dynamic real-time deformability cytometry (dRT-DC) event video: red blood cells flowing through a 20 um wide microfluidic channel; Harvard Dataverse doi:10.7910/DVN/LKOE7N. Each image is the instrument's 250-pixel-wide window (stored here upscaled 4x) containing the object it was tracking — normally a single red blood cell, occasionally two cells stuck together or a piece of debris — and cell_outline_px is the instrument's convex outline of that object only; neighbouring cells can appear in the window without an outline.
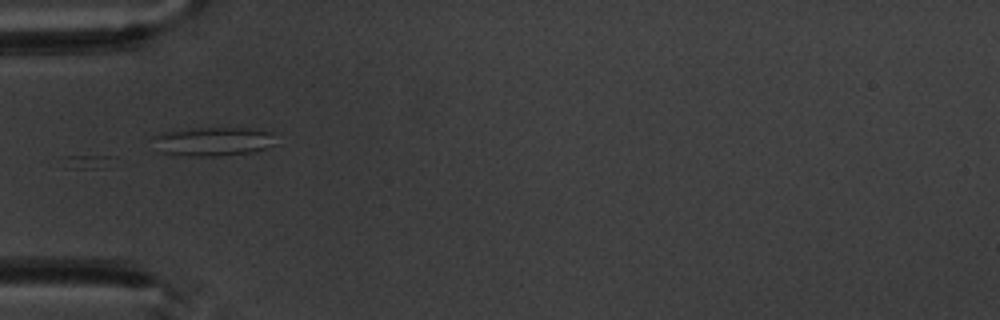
{"species": "common noctule bat (a hibernating species)", "species_latin": "Nyctalus noctula", "temperature_condition": "warm", "stored_images_in_passage": 7, "camera_frame_rate_fps": 3000, "um_per_image_px": 0.085, "animal": {"sex": "male", "body_mass_g": 20.1, "forearm_length_mm": 53.5}, "frame": {"image": 1, "passage_image": 6, "time_ms": 6.0, "image_size_px": [1000, 320], "cell_outline_px": [[276, 144], [268, 148], [256, 152], [216, 156], [188, 156], [160, 152], [152, 136], [164, 132], [192, 128], [248, 128], [272, 132]], "centroid_in_image_um": [18.17, 12.03], "position_along_channel_um": 66.8, "area_um2": 20.75}}
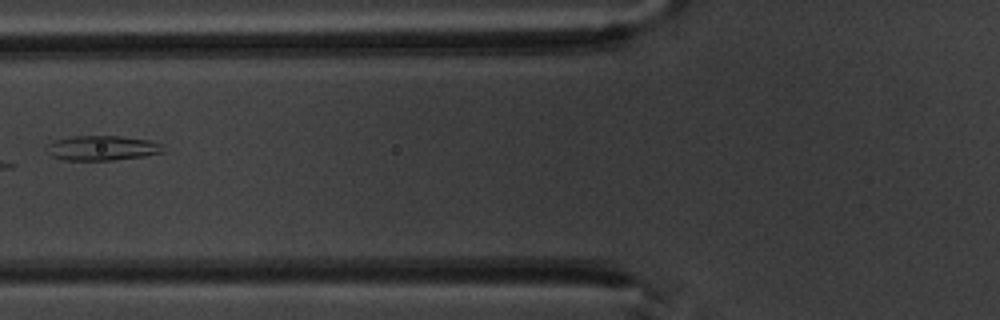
{"frame": {"image": 2, "passage_image": 7, "time_ms": 7.333, "image_size_px": [1000, 320], "cell_outline_px": [[164, 152], [144, 156], [112, 160], [64, 160], [52, 156], [48, 144], [56, 140], [76, 136], [120, 136], [148, 140], [164, 144]], "centroid_in_image_um": [8.77, 12.58], "position_along_channel_um": 117.0, "area_um2": 16.59}}